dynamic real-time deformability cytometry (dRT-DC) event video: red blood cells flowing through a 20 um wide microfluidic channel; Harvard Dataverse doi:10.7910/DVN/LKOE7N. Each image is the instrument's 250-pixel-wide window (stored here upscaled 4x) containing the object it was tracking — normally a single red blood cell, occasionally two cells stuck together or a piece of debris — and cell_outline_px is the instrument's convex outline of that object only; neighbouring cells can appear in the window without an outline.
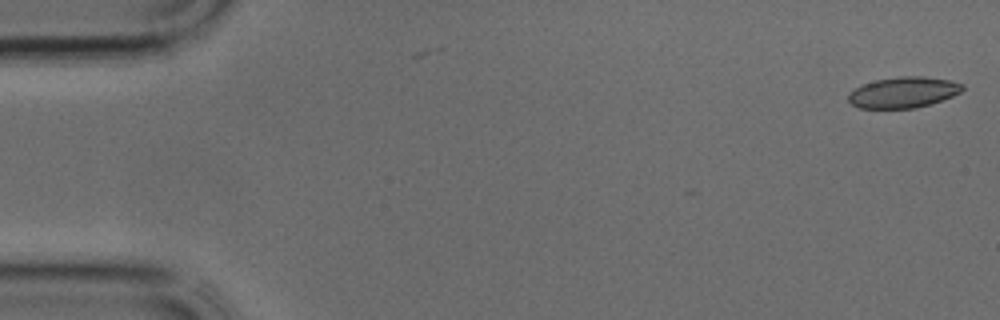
{"species": "common noctule bat (a hibernating species)", "species_latin": "Nyctalus noctula", "temperature_condition": "cold", "stored_images_in_passage": 3, "camera_frame_rate_fps": 3000, "um_per_image_px": 0.085, "animal": {"sex": "male", "body_mass_g": 17.9, "forearm_length_mm": 54.2}, "frame": {"image": 1, "passage_image": 1, "time_ms": 0.0, "image_size_px": [1000, 320], "cell_outline_px": [[964, 88], [960, 92], [952, 96], [932, 104], [916, 108], [860, 108], [852, 104], [848, 100], [848, 96], [856, 88], [864, 84], [876, 80], [900, 76], [924, 76], [952, 80], [964, 84]], "centroid_in_image_um": [76.84, 7.85], "position_along_channel_um": 8.2, "area_um2": 20.52}}